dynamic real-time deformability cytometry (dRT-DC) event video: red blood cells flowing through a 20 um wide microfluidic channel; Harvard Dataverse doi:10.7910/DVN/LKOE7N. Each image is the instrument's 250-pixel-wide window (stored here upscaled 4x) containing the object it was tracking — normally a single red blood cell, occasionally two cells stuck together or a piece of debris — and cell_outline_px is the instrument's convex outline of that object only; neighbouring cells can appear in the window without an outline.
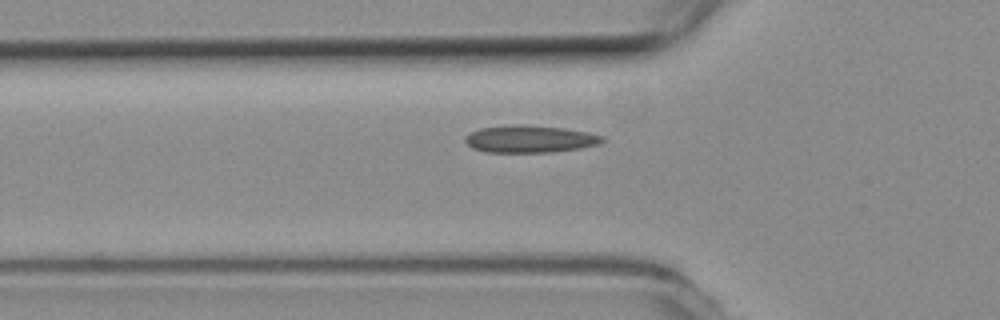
{"species": "common noctule bat (a hibernating species)", "species_latin": "Nyctalus noctula", "temperature_condition": "room temperature", "stored_images_in_passage": 39, "camera_frame_rate_fps": 3000, "um_per_image_px": 0.085, "animal": {"sex": "female", "body_mass_g": 19.3, "forearm_length_mm": 54.1}, "frame": {"image": 1, "passage_image": 8, "time_ms": 2.333, "image_size_px": [1000, 320], "cell_outline_px": [[608, 140], [600, 144], [580, 148], [552, 152], [484, 152], [472, 148], [464, 140], [464, 136], [468, 132], [480, 128], [516, 124], [524, 124], [564, 128], [588, 132], [604, 136]], "centroid_in_image_um": [45.05, 11.81], "position_along_channel_um": 80.8, "area_um2": 22.14}}
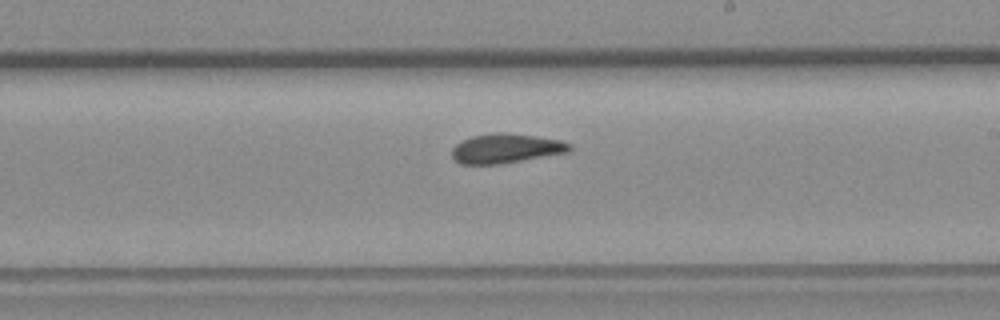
{"frame": {"image": 2, "passage_image": 21, "time_ms": 6.667, "image_size_px": [1000, 320], "cell_outline_px": [[572, 152], [500, 164], [460, 164], [452, 156], [452, 148], [456, 144], [472, 136], [496, 132], [504, 132], [536, 136], [560, 140], [572, 144]], "centroid_in_image_um": [43.06, 12.62], "position_along_channel_um": 245.9, "area_um2": 20.35}}
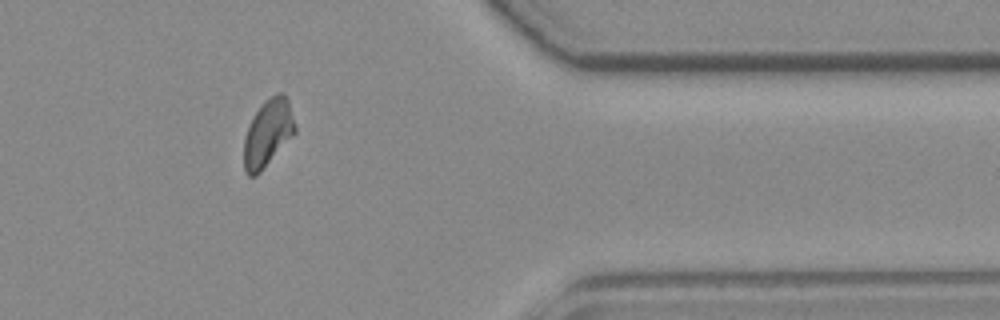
{"frame": {"image": 3, "passage_image": 34, "time_ms": 11.0, "image_size_px": [1000, 320], "cell_outline_px": [[296, 132], [260, 172], [256, 176], [248, 176], [244, 168], [244, 140], [248, 128], [256, 112], [264, 100], [276, 92], [284, 92], [288, 96], [296, 128]], "centroid_in_image_um": [22.79, 11.27], "position_along_channel_um": 388.6, "area_um2": 19.94}}